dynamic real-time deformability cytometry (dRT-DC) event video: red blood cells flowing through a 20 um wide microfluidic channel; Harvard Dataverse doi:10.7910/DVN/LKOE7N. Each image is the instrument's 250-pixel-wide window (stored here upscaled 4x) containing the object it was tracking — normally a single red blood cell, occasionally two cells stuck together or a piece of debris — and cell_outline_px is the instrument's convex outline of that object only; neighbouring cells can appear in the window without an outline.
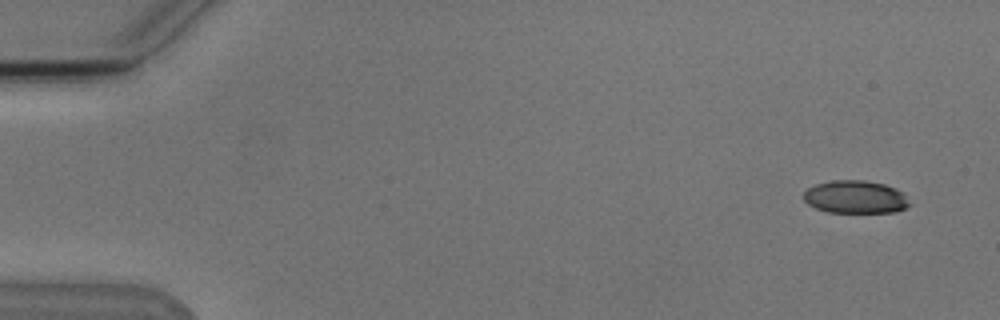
{"species": "Egyptian fruit bat (a non-hibernating species)", "species_latin": "Rousettus aegyptiacus", "temperature_condition": "cold", "stored_images_in_passage": 6, "camera_frame_rate_fps": 3000, "um_per_image_px": 0.085, "animal": {"sex": "male"}, "frame": {"image": 1, "passage_image": 1, "time_ms": 0.0, "image_size_px": [1000, 320], "cell_outline_px": [[912, 204], [896, 212], [828, 212], [816, 208], [808, 204], [804, 200], [804, 192], [808, 188], [816, 184], [832, 180], [864, 180], [884, 184], [896, 188], [904, 192]], "centroid_in_image_um": [72.74, 16.74], "position_along_channel_um": 12.3, "area_um2": 20.4}}
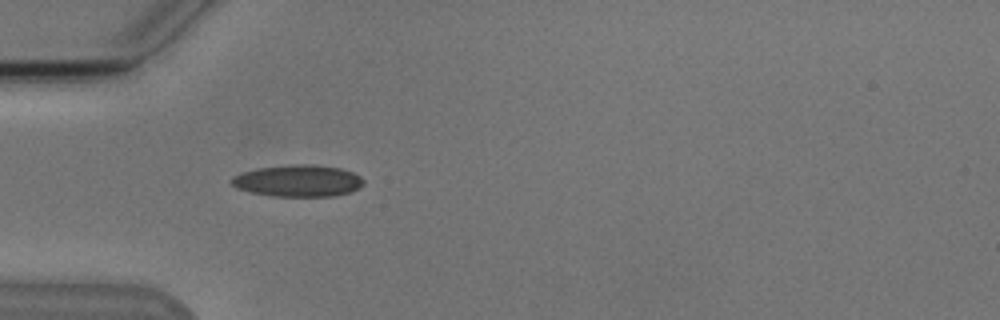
{"frame": {"image": 2, "passage_image": 5, "time_ms": 4.667, "image_size_px": [1000, 320], "cell_outline_px": [[364, 184], [360, 188], [348, 192], [332, 196], [272, 196], [252, 192], [236, 188], [228, 180], [232, 176], [244, 172], [260, 168], [292, 164], [312, 164], [340, 168], [352, 172], [360, 176], [364, 180]], "centroid_in_image_um": [25.33, 15.36], "position_along_channel_um": 59.7, "area_um2": 24.39}}